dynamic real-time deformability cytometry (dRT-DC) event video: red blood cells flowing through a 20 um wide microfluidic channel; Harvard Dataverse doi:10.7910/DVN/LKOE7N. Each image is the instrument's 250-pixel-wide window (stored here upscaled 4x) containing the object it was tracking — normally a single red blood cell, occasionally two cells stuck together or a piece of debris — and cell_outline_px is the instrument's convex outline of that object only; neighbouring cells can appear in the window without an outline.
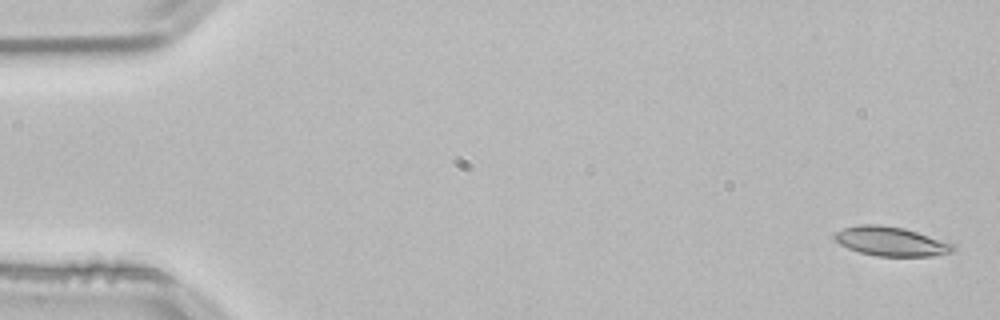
{"species": "common noctule bat (a hibernating species)", "species_latin": "Nyctalus noctula", "temperature_condition": "room temperature", "stored_images_in_passage": 52, "camera_frame_rate_fps": 3000, "um_per_image_px": 0.085, "animal": {"sex": "male", "body_mass_g": 21.5, "forearm_length_mm": 52.0}, "frame": {"image": 1, "passage_image": 1, "time_ms": 0.0, "image_size_px": [1000, 320], "cell_outline_px": [[956, 248], [952, 252], [932, 256], [876, 256], [860, 252], [848, 248], [840, 244], [832, 236], [836, 232], [844, 228], [856, 224], [880, 224], [904, 228], [952, 244]], "centroid_in_image_um": [75.68, 20.51], "position_along_channel_um": 9.3, "area_um2": 20.0}}
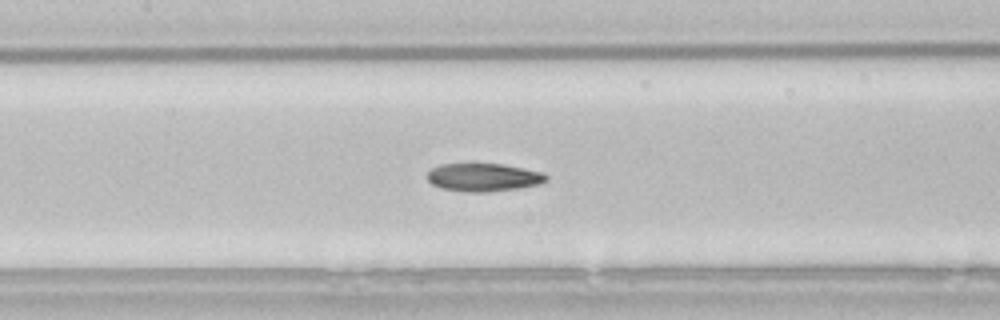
{"frame": {"image": 2, "passage_image": 24, "time_ms": 7.667, "image_size_px": [1000, 320], "cell_outline_px": [[548, 180], [536, 184], [516, 188], [488, 192], [464, 192], [440, 188], [432, 184], [428, 180], [428, 172], [432, 168], [440, 164], [504, 164], [544, 172], [548, 176]], "centroid_in_image_um": [41.09, 15.07], "position_along_channel_um": 166.3, "area_um2": 19.42}}
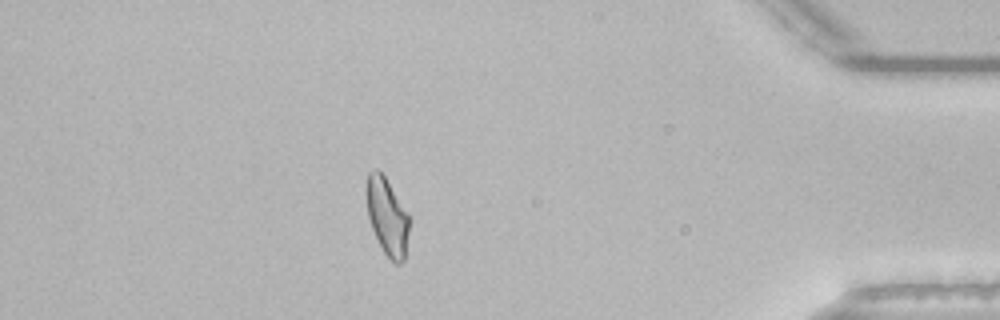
{"frame": {"image": 3, "passage_image": 46, "time_ms": 15.0, "image_size_px": [1000, 320], "cell_outline_px": [[408, 232], [404, 260], [400, 264], [396, 264], [384, 252], [372, 228], [368, 216], [364, 192], [364, 188], [368, 172], [376, 168], [384, 176], [408, 216]], "centroid_in_image_um": [32.85, 18.37], "position_along_channel_um": 402.4, "area_um2": 18.84}, "authors_computed_cell_mechanics": {"area_um2": 19.7676, "velocity_mm_per_s": 3.8283, "shape_relaxation_time_tau1_ms": 6.3051, "shape_relaxation_time_tau2_ms": 3.9793, "deformation_change_tau1": 0.1803, "deformation_change_tau2": 0.1024}}